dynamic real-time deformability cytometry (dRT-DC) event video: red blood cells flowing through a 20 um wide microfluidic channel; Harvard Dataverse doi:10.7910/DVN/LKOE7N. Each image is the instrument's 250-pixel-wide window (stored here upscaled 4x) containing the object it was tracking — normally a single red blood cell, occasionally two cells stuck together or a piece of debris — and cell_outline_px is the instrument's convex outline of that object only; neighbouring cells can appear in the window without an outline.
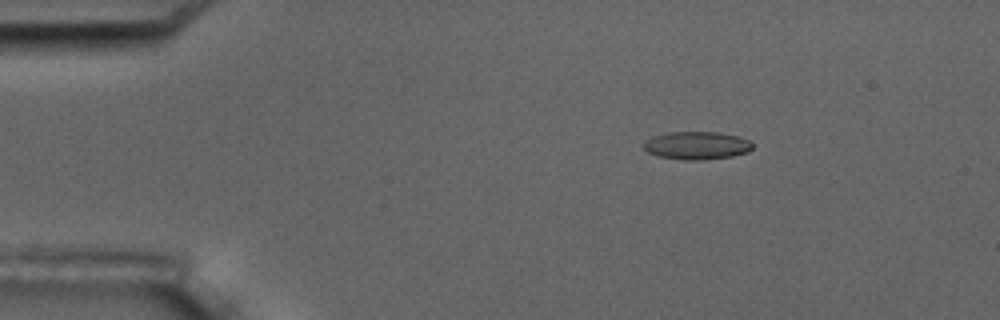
{"species": "common noctule bat (a hibernating species)", "species_latin": "Nyctalus noctula", "temperature_condition": "room temperature", "stored_images_in_passage": 6, "camera_frame_rate_fps": 3000, "um_per_image_px": 0.085, "animal": {"sex": "male", "body_mass_g": 17.5, "forearm_length_mm": 52.3}, "frame": {"image": 1, "passage_image": 3, "time_ms": 2.333, "image_size_px": [1000, 320], "cell_outline_px": [[752, 148], [748, 152], [732, 156], [704, 160], [684, 160], [660, 156], [648, 152], [644, 148], [644, 140], [652, 136], [668, 132], [720, 132], [736, 136], [748, 140], [752, 144]], "centroid_in_image_um": [59.21, 12.36], "position_along_channel_um": 25.8, "area_um2": 17.69}}